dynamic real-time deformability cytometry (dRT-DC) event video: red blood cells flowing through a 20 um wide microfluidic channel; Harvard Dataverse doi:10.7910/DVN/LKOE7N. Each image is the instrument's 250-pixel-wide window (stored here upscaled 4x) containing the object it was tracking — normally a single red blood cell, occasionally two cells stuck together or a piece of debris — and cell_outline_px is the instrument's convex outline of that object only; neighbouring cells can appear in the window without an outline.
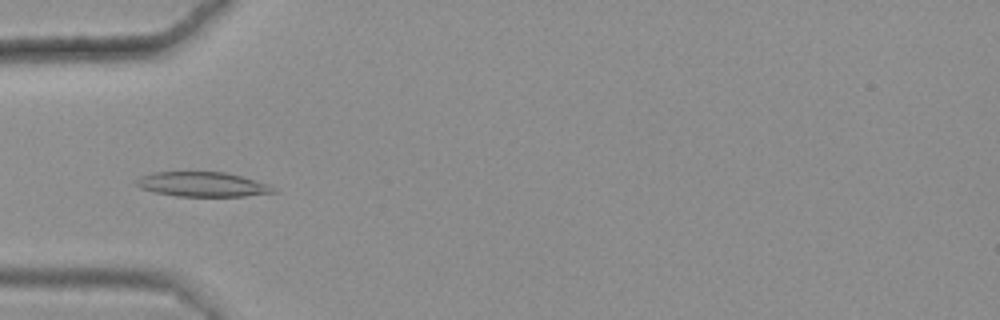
{"species": "common noctule bat (a hibernating species)", "species_latin": "Nyctalus noctula", "temperature_condition": "warm", "stored_images_in_passage": 46, "camera_frame_rate_fps": 3000, "um_per_image_px": 0.085, "animal": {"sex": "female", "body_mass_g": 25.1}, "frame": {"image": 1, "passage_image": 17, "time_ms": 5.333, "image_size_px": [1000, 320], "cell_outline_px": [[280, 192], [244, 196], [176, 196], [156, 192], [140, 188], [136, 184], [136, 180], [140, 176], [156, 172], [224, 172], [240, 176], [268, 184], [276, 188]], "centroid_in_image_um": [17.24, 15.67], "position_along_channel_um": 67.8, "area_um2": 19.59}}
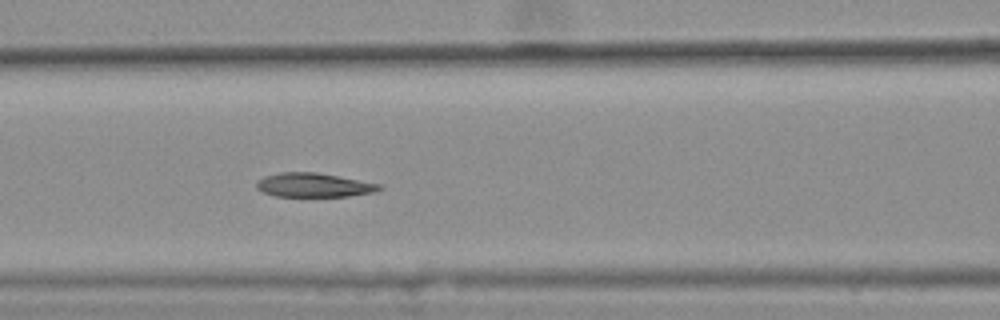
{"frame": {"image": 2, "passage_image": 23, "time_ms": 7.333, "image_size_px": [1000, 320], "cell_outline_px": [[384, 188], [372, 192], [348, 196], [276, 196], [260, 192], [256, 188], [256, 184], [264, 176], [280, 172], [316, 172], [380, 184]], "centroid_in_image_um": [26.63, 15.73], "position_along_channel_um": 140.0, "area_um2": 17.05}}
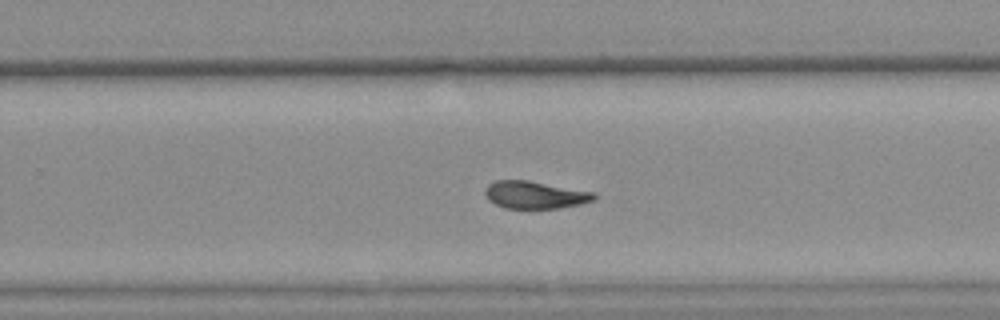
{"frame": {"image": 3, "passage_image": 35, "time_ms": 11.333, "image_size_px": [1000, 320], "cell_outline_px": [[596, 200], [580, 204], [556, 208], [504, 208], [488, 200], [484, 192], [484, 188], [488, 184], [496, 180], [528, 180], [596, 192]], "centroid_in_image_um": [45.48, 16.55], "position_along_channel_um": 284.3, "area_um2": 17.57}, "authors_computed_cell_mechanics": {"area_um2": 18.4093, "velocity_mm_per_s": 3.6187, "shape_relaxation_time_tau1_ms": null, "shape_relaxation_time_tau2_ms": 4.0422, "deformation_change_tau1": null, "deformation_change_tau2": 0.0952}}